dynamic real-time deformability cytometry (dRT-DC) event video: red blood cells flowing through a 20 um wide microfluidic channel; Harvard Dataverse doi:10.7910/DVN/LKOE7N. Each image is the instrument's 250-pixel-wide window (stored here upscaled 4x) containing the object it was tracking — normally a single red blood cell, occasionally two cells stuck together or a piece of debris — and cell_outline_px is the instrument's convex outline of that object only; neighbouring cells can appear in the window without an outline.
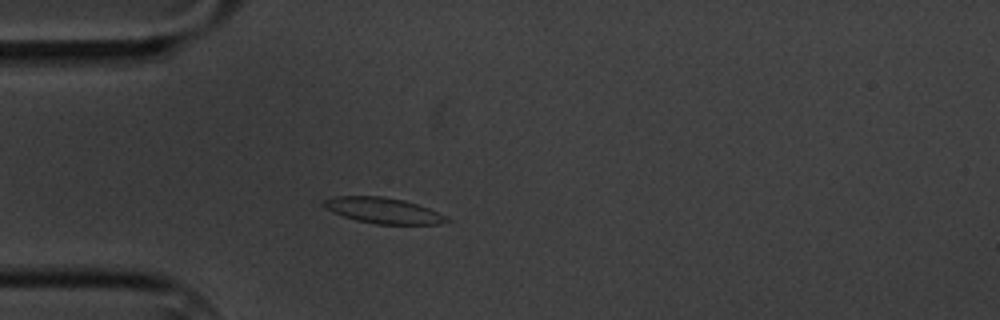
{"species": "common noctule bat (a hibernating species)", "species_latin": "Nyctalus noctula", "temperature_condition": "cold", "stored_images_in_passage": 4, "camera_frame_rate_fps": 3000, "um_per_image_px": 0.085, "animal": {"sex": "male", "body_mass_g": 20.1, "forearm_length_mm": 53.5}, "frame": {"image": 1, "passage_image": 4, "time_ms": 3.333, "image_size_px": [1000, 320], "cell_outline_px": [[452, 220], [440, 224], [376, 224], [356, 220], [332, 212], [324, 208], [320, 204], [320, 200], [332, 196], [380, 196], [404, 200], [428, 208]], "centroid_in_image_um": [32.48, 17.88], "position_along_channel_um": 52.5, "area_um2": 18.5}}